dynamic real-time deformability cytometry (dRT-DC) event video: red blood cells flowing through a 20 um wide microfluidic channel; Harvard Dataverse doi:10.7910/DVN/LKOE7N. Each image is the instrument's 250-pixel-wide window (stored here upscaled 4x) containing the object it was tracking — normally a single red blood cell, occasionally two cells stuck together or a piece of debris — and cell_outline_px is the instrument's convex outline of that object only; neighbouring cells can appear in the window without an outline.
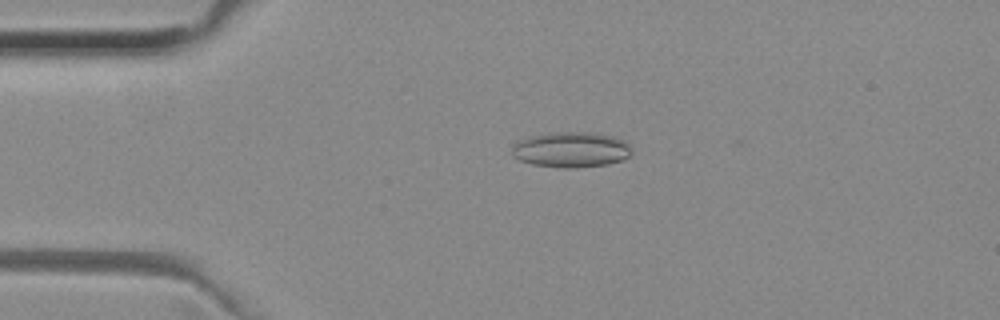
{"species": "common noctule bat (a hibernating species)", "species_latin": "Nyctalus noctula", "temperature_condition": "room temperature", "stored_images_in_passage": 43, "camera_frame_rate_fps": 3000, "um_per_image_px": 0.085, "animal": {"sex": "female", "body_mass_g": 29.2, "forearm_length_mm": 56.3}, "frame": {"image": 1, "passage_image": 11, "time_ms": 3.333, "image_size_px": [1000, 320], "cell_outline_px": [[632, 152], [628, 156], [620, 160], [608, 164], [576, 168], [564, 168], [532, 164], [520, 160], [512, 156], [512, 144], [528, 136], [548, 132], [592, 132], [612, 136], [624, 140], [632, 148]], "centroid_in_image_um": [48.52, 12.71], "position_along_channel_um": 36.5, "area_um2": 24.97}}
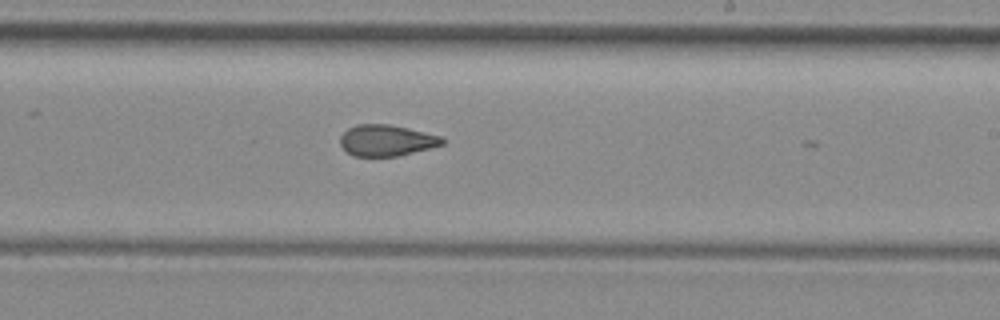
{"frame": {"image": 2, "passage_image": 30, "time_ms": 9.667, "image_size_px": [1000, 320], "cell_outline_px": [[444, 144], [432, 148], [396, 156], [352, 156], [340, 144], [340, 136], [348, 128], [356, 124], [388, 124], [408, 128], [440, 136], [444, 140]], "centroid_in_image_um": [32.84, 11.93], "position_along_channel_um": 256.2, "area_um2": 18.5}}
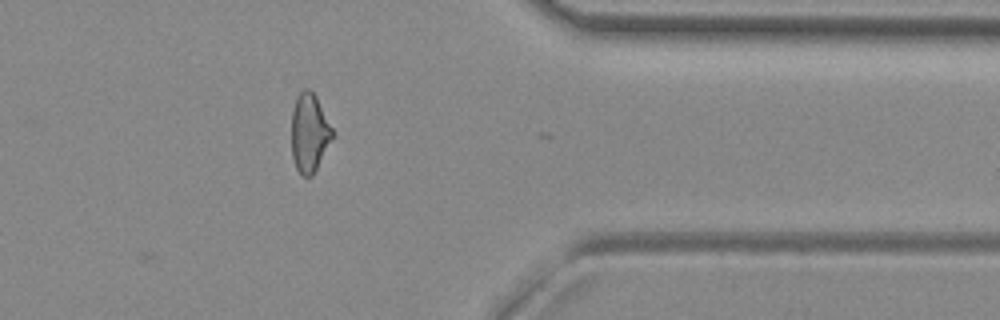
{"frame": {"image": 3, "passage_image": 41, "time_ms": 13.333, "image_size_px": [1000, 320], "cell_outline_px": [[332, 136], [312, 176], [304, 176], [296, 168], [292, 156], [292, 108], [296, 96], [304, 88], [308, 88], [316, 96], [332, 128]], "centroid_in_image_um": [26.26, 11.24], "position_along_channel_um": 385.1, "area_um2": 18.26}, "authors_computed_cell_mechanics": {"area_um2": 19.7676, "velocity_mm_per_s": 3.9928, "shape_relaxation_time_tau1_ms": null, "shape_relaxation_time_tau2_ms": 2.5339, "deformation_change_tau1": null, "deformation_change_tau2": 0.0865}}